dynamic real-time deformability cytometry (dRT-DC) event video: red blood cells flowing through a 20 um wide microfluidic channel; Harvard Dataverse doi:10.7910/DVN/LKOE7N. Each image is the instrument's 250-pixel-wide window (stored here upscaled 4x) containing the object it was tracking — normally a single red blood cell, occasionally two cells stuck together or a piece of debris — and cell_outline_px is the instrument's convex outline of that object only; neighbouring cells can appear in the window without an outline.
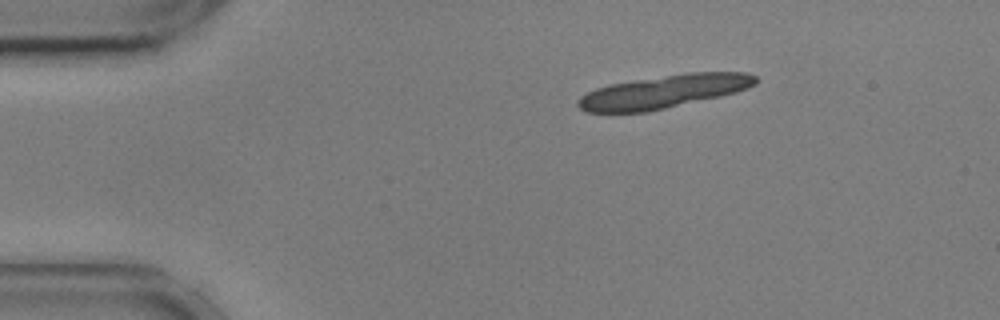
{"species": "common noctule bat (a hibernating species)", "species_latin": "Nyctalus noctula", "temperature_condition": "cold", "stored_images_in_passage": 11, "camera_frame_rate_fps": 3000, "um_per_image_px": 0.085, "animal": {"sex": "male", "body_mass_g": 17.9, "forearm_length_mm": 54.2}, "frame": {"image": 1, "passage_image": 1, "time_ms": 0.0, "image_size_px": [1000, 320], "cell_outline_px": [[760, 80], [756, 84], [748, 88], [736, 92], [720, 96], [648, 112], [584, 112], [576, 104], [576, 100], [580, 96], [596, 88], [608, 84], [688, 72], [748, 72], [756, 76]], "centroid_in_image_um": [56.43, 7.78], "position_along_channel_um": 28.6, "area_um2": 34.39}}